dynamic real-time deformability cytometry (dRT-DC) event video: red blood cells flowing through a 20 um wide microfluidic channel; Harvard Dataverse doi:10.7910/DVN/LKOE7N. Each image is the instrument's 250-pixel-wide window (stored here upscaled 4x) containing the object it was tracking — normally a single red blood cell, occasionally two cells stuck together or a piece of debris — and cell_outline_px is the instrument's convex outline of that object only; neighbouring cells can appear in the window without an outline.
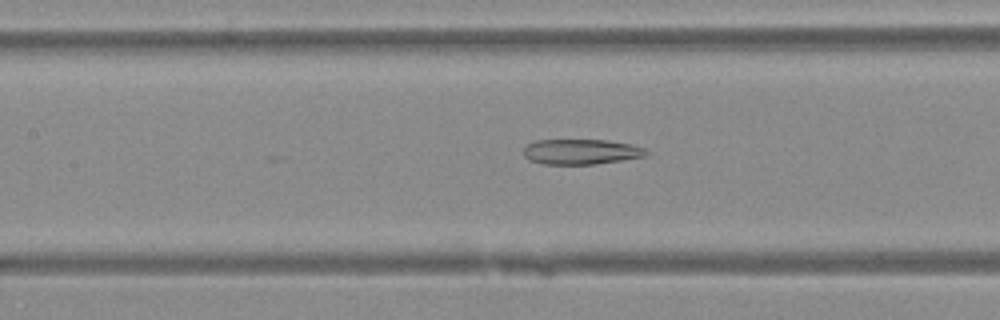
{"species": "Egyptian fruit bat (a non-hibernating species)", "species_latin": "Rousettus aegyptiacus", "temperature_condition": "warm", "stored_images_in_passage": 49, "camera_frame_rate_fps": 3000, "um_per_image_px": 0.085, "animal": {"sex": "female"}, "frame": {"image": 1, "passage_image": 23, "time_ms": 7.333, "image_size_px": [1000, 320], "cell_outline_px": [[648, 152], [644, 156], [596, 164], [544, 164], [528, 160], [524, 156], [524, 148], [528, 144], [536, 140], [608, 140], [632, 144], [644, 148]], "centroid_in_image_um": [49.36, 12.89], "position_along_channel_um": 158.0, "area_um2": 17.98}}
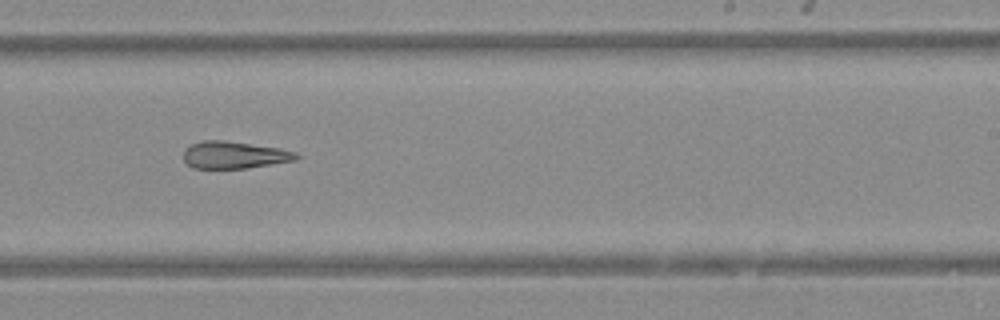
{"frame": {"image": 2, "passage_image": 31, "time_ms": 10.0, "image_size_px": [1000, 320], "cell_outline_px": [[300, 156], [296, 160], [244, 168], [192, 168], [184, 160], [184, 148], [200, 140], [224, 140], [280, 148], [296, 152]], "centroid_in_image_um": [19.89, 13.16], "position_along_channel_um": 269.1, "area_um2": 17.8}}
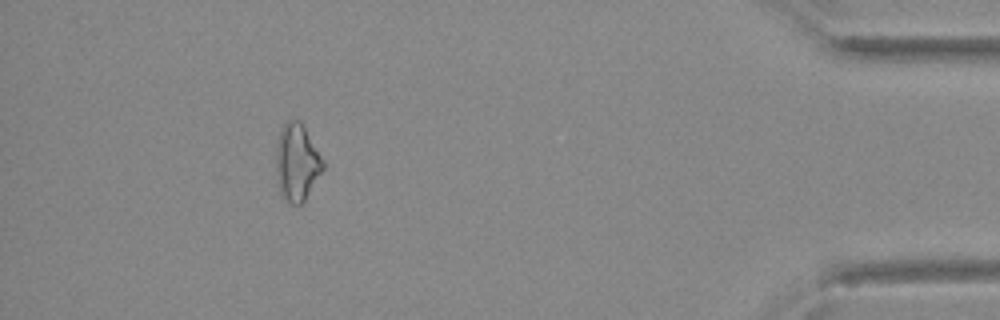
{"frame": {"image": 3, "passage_image": 45, "time_ms": 14.667, "image_size_px": [1000, 320], "cell_outline_px": [[324, 168], [304, 200], [300, 204], [288, 204], [280, 192], [276, 172], [276, 144], [280, 128], [288, 120], [300, 120], [324, 160]], "centroid_in_image_um": [25.22, 13.78], "position_along_channel_um": 410.0, "area_um2": 21.04}}